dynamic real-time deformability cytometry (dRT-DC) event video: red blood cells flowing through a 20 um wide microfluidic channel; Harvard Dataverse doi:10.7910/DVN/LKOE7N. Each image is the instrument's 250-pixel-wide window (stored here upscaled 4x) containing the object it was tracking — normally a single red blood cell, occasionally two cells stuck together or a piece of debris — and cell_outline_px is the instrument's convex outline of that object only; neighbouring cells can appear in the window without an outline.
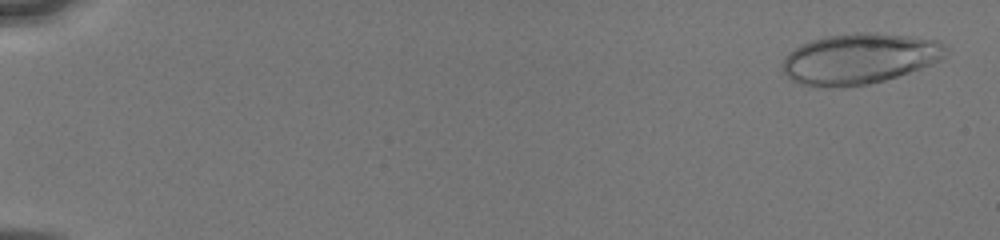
{"species": "human", "species_latin": "Homo sapiens", "temperature_condition": "cold", "stored_images_in_passage": 15, "camera_frame_rate_fps": 3000, "um_per_image_px": 0.085, "donor": {"sex": "male"}, "frame": {"image": 1, "passage_image": 1, "time_ms": 0.0, "image_size_px": [1000, 240], "cell_outline_px": [[948, 48], [944, 56], [920, 68], [884, 80], [868, 84], [820, 88], [816, 88], [800, 84], [792, 80], [784, 72], [780, 64], [788, 52], [812, 40], [828, 36], [856, 32], [876, 32], [908, 36], [936, 40], [944, 44]], "centroid_in_image_um": [73.0, 4.99], "position_along_channel_um": 12.0, "area_um2": 47.86}}